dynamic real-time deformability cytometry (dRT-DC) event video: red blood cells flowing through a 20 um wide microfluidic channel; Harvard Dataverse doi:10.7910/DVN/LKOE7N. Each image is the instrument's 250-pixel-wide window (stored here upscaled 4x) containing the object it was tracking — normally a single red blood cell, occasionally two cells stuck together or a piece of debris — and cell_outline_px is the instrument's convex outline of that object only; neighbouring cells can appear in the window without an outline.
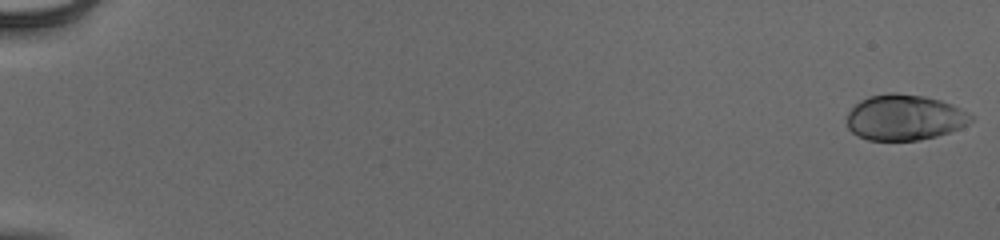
{"species": "human", "species_latin": "Homo sapiens", "temperature_condition": "cold", "stored_images_in_passage": 54, "camera_frame_rate_fps": 3000, "um_per_image_px": 0.085, "donor": {"sex": "male"}, "frame": {"image": 1, "passage_image": 1, "time_ms": 0.0, "image_size_px": [1000, 240], "cell_outline_px": [[976, 116], [972, 120], [948, 132], [936, 136], [920, 140], [868, 140], [856, 136], [848, 128], [848, 112], [860, 100], [868, 96], [888, 92], [896, 92], [924, 96], [940, 100], [952, 104]], "centroid_in_image_um": [76.86, 9.97], "position_along_channel_um": 8.1, "area_um2": 33.0}}
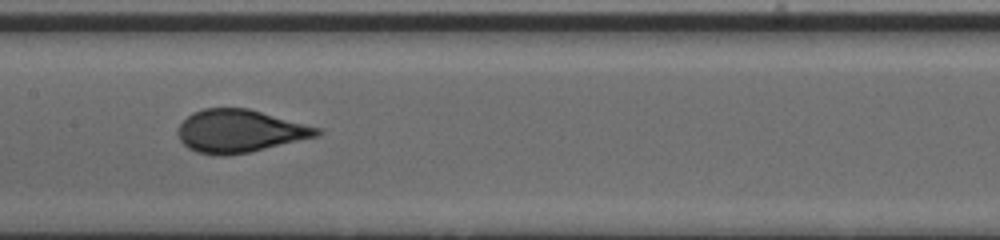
{"frame": {"image": 2, "passage_image": 30, "time_ms": 9.667, "image_size_px": [1000, 240], "cell_outline_px": [[324, 132], [316, 136], [248, 152], [224, 156], [216, 156], [196, 152], [188, 148], [180, 140], [180, 124], [192, 112], [204, 108], [248, 108], [320, 128]], "centroid_in_image_um": [20.36, 11.14], "position_along_channel_um": 187.0, "area_um2": 34.22}}
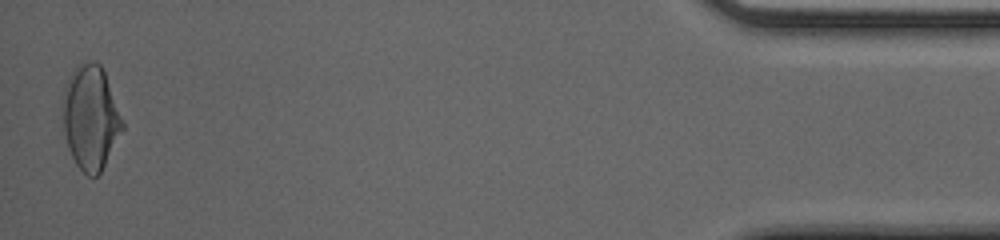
{"frame": {"image": 3, "passage_image": 54, "time_ms": 17.667, "image_size_px": [1000, 240], "cell_outline_px": [[124, 128], [100, 172], [96, 176], [88, 176], [76, 164], [68, 148], [64, 132], [64, 88], [68, 76], [76, 64], [80, 60], [92, 60], [100, 64], [104, 72], [124, 120]], "centroid_in_image_um": [7.71, 9.94], "position_along_channel_um": 427.5, "area_um2": 36.18}, "authors_computed_cell_mechanics": {"area_um2": 34.0442, "velocity_mm_per_s": 3.9511, "shape_relaxation_time_tau1_ms": 5.2629, "shape_relaxation_time_tau2_ms": null, "deformation_change_tau1": 0.1891, "deformation_change_tau2": null}}